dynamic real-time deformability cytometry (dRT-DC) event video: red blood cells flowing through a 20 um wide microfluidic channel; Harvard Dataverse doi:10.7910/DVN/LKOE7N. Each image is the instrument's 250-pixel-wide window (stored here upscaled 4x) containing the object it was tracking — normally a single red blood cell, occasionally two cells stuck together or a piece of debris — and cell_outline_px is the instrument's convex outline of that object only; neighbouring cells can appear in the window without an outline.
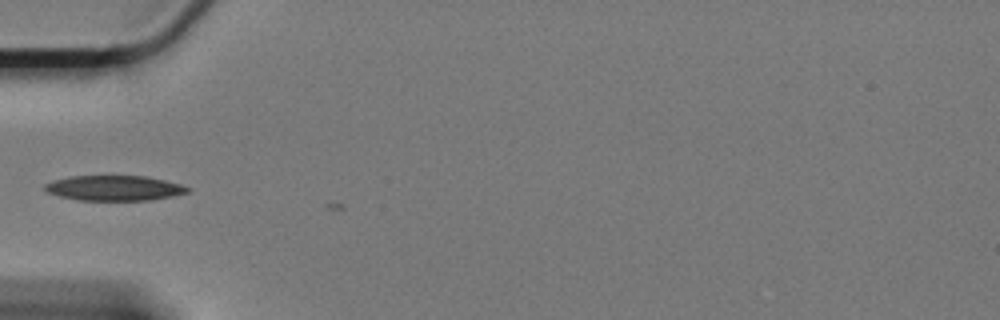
{"species": "Egyptian fruit bat (a non-hibernating species)", "species_latin": "Rousettus aegyptiacus", "temperature_condition": "cold", "stored_images_in_passage": 2, "camera_frame_rate_fps": 3000, "um_per_image_px": 0.085, "animal": {"sex": "female"}, "frame": {"image": 1, "passage_image": 1, "time_ms": 0.0, "image_size_px": [1000, 320], "cell_outline_px": [[192, 188], [188, 192], [172, 196], [148, 200], [76, 200], [60, 196], [48, 192], [44, 188], [44, 184], [52, 180], [68, 176], [144, 176], [164, 180], [180, 184]], "centroid_in_image_um": [9.69, 15.98], "position_along_channel_um": 75.3, "area_um2": 20.87}}